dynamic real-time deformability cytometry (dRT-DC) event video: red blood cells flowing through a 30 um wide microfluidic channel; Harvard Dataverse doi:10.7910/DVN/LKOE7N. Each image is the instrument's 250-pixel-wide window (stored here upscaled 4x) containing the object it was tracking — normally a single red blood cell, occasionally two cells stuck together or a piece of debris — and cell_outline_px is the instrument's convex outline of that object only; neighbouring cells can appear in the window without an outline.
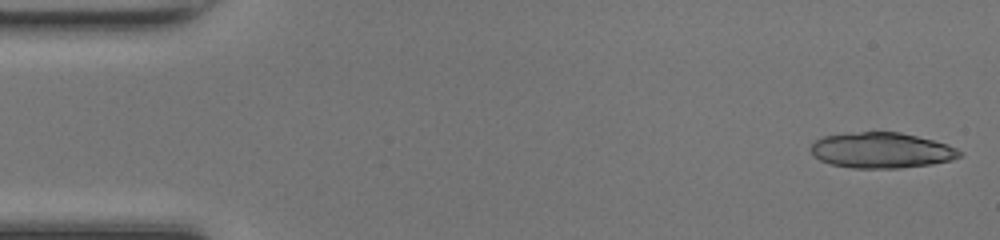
{"species": "common noctule bat (a hibernating species)", "species_latin": "Nyctalus noctula", "temperature_condition": "room temperature", "stored_images_in_passage": 48, "camera_frame_rate_fps": 3000, "um_per_image_px": 0.085, "animal": {"sex": "female", "body_mass_g": 17.0, "forearm_length_mm": 48.0}, "frame": {"image": 1, "passage_image": 1, "time_ms": 0.0, "image_size_px": [1000, 240], "cell_outline_px": [[964, 152], [960, 156], [952, 160], [932, 164], [900, 168], [852, 168], [832, 164], [820, 160], [812, 156], [812, 144], [816, 140], [824, 136], [860, 132], [900, 132], [948, 144]], "centroid_in_image_um": [74.95, 12.78], "position_along_channel_um": 10.0, "area_um2": 30.75}}
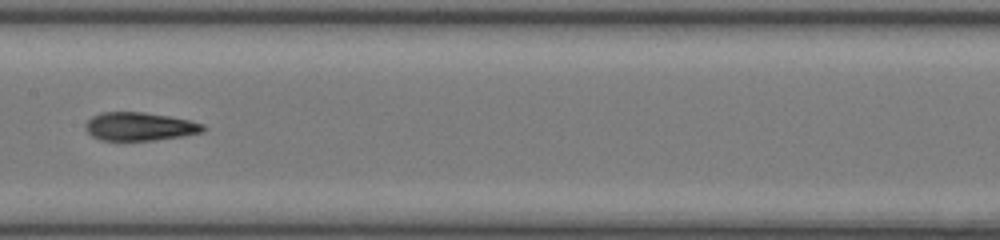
{"frame": {"image": 2, "passage_image": 24, "time_ms": 7.667, "image_size_px": [1000, 240], "cell_outline_px": [[208, 128], [204, 132], [180, 136], [152, 140], [100, 140], [92, 136], [84, 128], [84, 124], [92, 116], [100, 112], [144, 112], [168, 116], [188, 120], [204, 124]], "centroid_in_image_um": [11.86, 10.74], "position_along_channel_um": 195.5, "area_um2": 19.42}}
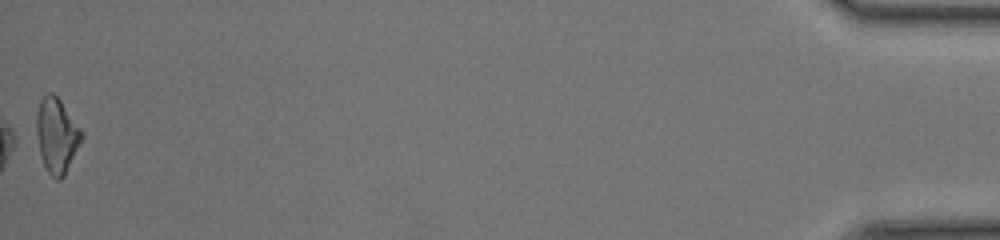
{"frame": {"image": 3, "passage_image": 48, "time_ms": 15.667, "image_size_px": [1000, 240], "cell_outline_px": [[84, 136], [64, 176], [60, 180], [56, 180], [48, 172], [40, 156], [32, 136], [36, 112], [40, 100], [48, 92], [52, 92], [60, 100], [84, 132]], "centroid_in_image_um": [4.76, 11.5], "position_along_channel_um": 430.4, "area_um2": 20.46}, "authors_computed_cell_mechanics": {"area_um2": 19.6231, "velocity_mm_per_s": 4.275, "shape_relaxation_time_tau1_ms": 10.1028, "shape_relaxation_time_tau2_ms": 0.6662, "deformation_change_tau1": 0.3585, "deformation_change_tau2": 0.0695}}